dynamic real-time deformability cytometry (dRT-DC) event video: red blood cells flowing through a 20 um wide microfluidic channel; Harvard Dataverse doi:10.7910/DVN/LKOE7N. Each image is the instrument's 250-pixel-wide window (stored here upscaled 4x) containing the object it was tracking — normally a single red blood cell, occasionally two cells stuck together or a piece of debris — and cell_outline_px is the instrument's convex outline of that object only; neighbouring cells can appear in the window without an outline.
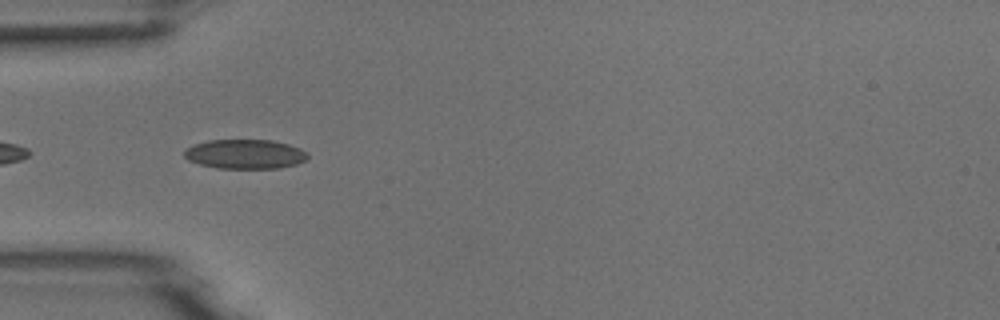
{"species": "common noctule bat (a hibernating species)", "species_latin": "Nyctalus noctula", "temperature_condition": "room temperature", "stored_images_in_passage": 6, "camera_frame_rate_fps": 3000, "um_per_image_px": 0.085, "animal": {"sex": "male", "body_mass_g": 18.8}, "frame": {"image": 1, "passage_image": 5, "time_ms": 1.333, "image_size_px": [1000, 320], "cell_outline_px": [[308, 160], [296, 164], [280, 168], [216, 168], [200, 164], [188, 160], [184, 156], [184, 152], [188, 148], [196, 144], [208, 140], [272, 140], [288, 144], [300, 148], [308, 152]], "centroid_in_image_um": [20.87, 13.1], "position_along_channel_um": 64.1, "area_um2": 21.15}}